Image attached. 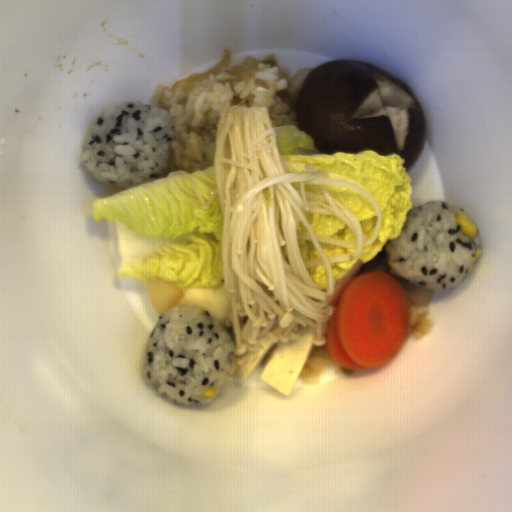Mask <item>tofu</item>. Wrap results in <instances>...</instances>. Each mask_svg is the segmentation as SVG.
Instances as JSON below:
<instances>
[{"instance_id": "tofu-1", "label": "tofu", "mask_w": 512, "mask_h": 512, "mask_svg": "<svg viewBox=\"0 0 512 512\" xmlns=\"http://www.w3.org/2000/svg\"><path fill=\"white\" fill-rule=\"evenodd\" d=\"M298 339L290 343H272L268 335L258 337L243 361L236 366L235 354L229 353L226 362L232 375L241 382L262 363L261 378L272 389L284 396H291L300 375L315 347L314 335L299 329Z\"/></svg>"}, {"instance_id": "tofu-2", "label": "tofu", "mask_w": 512, "mask_h": 512, "mask_svg": "<svg viewBox=\"0 0 512 512\" xmlns=\"http://www.w3.org/2000/svg\"><path fill=\"white\" fill-rule=\"evenodd\" d=\"M362 262H359L351 267V269L348 271V273L343 276L341 279L333 283L334 291L333 295L330 299V306L333 308L342 293V291L345 289V287L348 285V283L352 280L354 276H357L360 266Z\"/></svg>"}]
</instances>
